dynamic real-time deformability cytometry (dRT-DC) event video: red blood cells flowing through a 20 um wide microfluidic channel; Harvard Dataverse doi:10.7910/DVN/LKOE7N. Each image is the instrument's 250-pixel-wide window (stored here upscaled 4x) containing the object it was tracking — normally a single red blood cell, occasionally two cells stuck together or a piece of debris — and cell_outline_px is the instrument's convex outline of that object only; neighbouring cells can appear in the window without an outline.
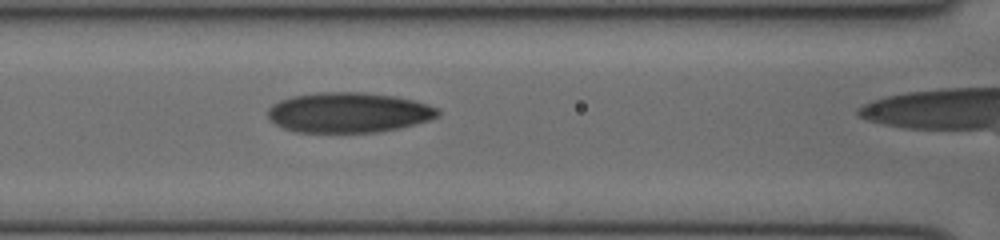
{"species": "human", "species_latin": "Homo sapiens", "temperature_condition": "cold", "stored_images_in_passage": 28, "camera_frame_rate_fps": 3000, "um_per_image_px": 0.085, "donor": {"sex": "female"}, "frame": {"image": 1, "passage_image": 8, "time_ms": 2.333, "image_size_px": [1000, 240], "cell_outline_px": [[440, 116], [428, 120], [400, 128], [376, 132], [296, 132], [284, 128], [268, 120], [268, 108], [272, 104], [280, 100], [292, 96], [320, 92], [364, 92], [396, 96], [428, 104], [440, 108]], "centroid_in_image_um": [29.63, 9.56], "position_along_channel_um": 137.0, "area_um2": 40.0}}
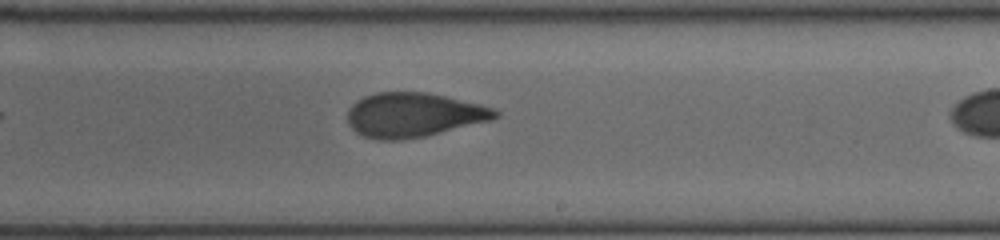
{"frame": {"image": 2, "passage_image": 16, "time_ms": 5.0, "image_size_px": [1000, 240], "cell_outline_px": [[500, 116], [488, 120], [424, 136], [400, 140], [376, 140], [364, 136], [356, 132], [348, 124], [348, 108], [352, 104], [364, 96], [376, 92], [428, 92], [480, 104], [492, 108], [500, 112]], "centroid_in_image_um": [35.1, 9.76], "position_along_channel_um": 253.9, "area_um2": 37.92}}
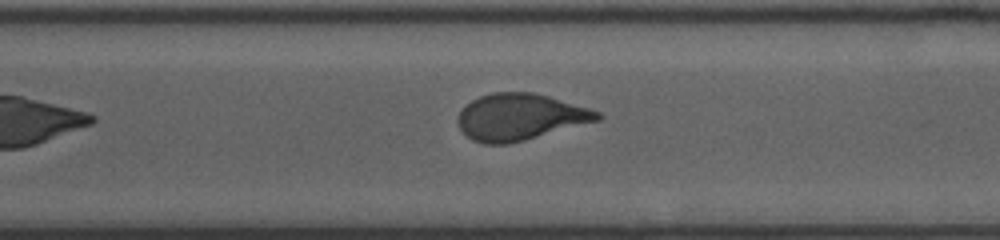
{"frame": {"image": 3, "passage_image": 21, "time_ms": 6.667, "image_size_px": [1000, 240], "cell_outline_px": [[604, 116], [600, 120], [524, 140], [508, 144], [484, 144], [472, 140], [460, 128], [456, 120], [460, 112], [472, 100], [480, 96], [492, 92], [532, 92], [548, 96], [588, 108], [600, 112]], "centroid_in_image_um": [44.2, 9.94], "position_along_channel_um": 326.4, "area_um2": 37.57}}